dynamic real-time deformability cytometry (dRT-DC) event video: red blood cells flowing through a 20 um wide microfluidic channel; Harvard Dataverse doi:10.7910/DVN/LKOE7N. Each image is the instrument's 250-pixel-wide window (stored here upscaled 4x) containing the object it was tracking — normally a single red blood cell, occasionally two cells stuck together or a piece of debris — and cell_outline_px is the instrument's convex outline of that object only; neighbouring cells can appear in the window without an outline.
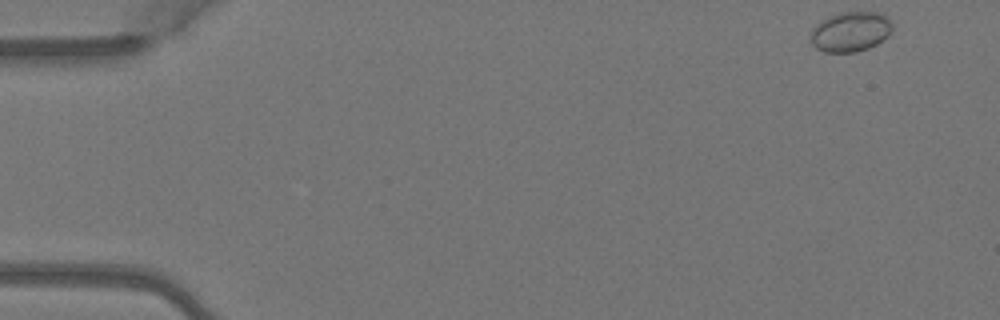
{"species": "Egyptian fruit bat (a non-hibernating species)", "species_latin": "Rousettus aegyptiacus", "temperature_condition": "warm", "stored_images_in_passage": 5, "camera_frame_rate_fps": 3000, "um_per_image_px": 0.085, "animal": {"sex": "female"}, "frame": {"image": 1, "passage_image": 1, "time_ms": 0.0, "image_size_px": [1000, 320], "cell_outline_px": [[892, 28], [888, 36], [876, 44], [868, 48], [856, 52], [824, 52], [816, 48], [812, 44], [812, 28], [820, 20], [828, 16], [840, 12], [880, 12], [888, 16], [892, 20]], "centroid_in_image_um": [72.31, 2.67], "position_along_channel_um": 12.7, "area_um2": 19.19}}